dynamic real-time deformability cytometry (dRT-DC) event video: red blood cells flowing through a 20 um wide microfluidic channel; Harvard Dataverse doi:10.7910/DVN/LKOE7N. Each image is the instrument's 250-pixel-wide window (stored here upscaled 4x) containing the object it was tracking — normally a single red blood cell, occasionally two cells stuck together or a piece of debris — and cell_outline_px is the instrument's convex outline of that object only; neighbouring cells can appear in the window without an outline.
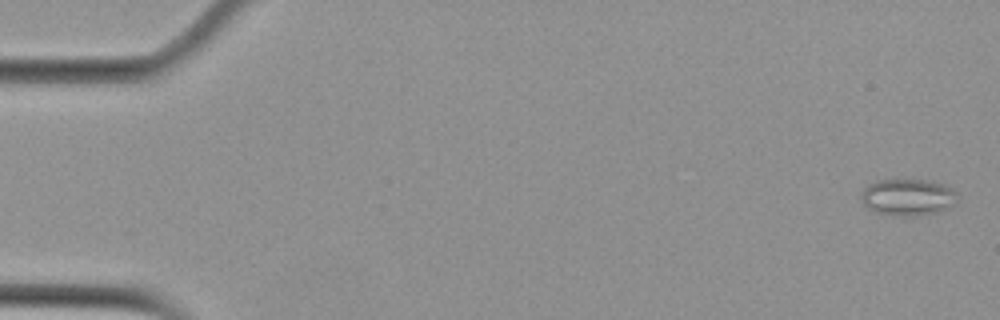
{"species": "Egyptian fruit bat (a non-hibernating species)", "species_latin": "Rousettus aegyptiacus", "temperature_condition": "cold", "stored_images_in_passage": 6, "camera_frame_rate_fps": 3000, "um_per_image_px": 0.085, "animal": {"sex": "female"}, "frame": {"image": 1, "passage_image": 2, "time_ms": 0.333, "image_size_px": [1000, 320], "cell_outline_px": [[960, 196], [956, 204], [932, 212], [904, 220], [876, 212], [868, 208], [860, 200], [860, 196], [864, 188], [868, 184], [876, 180], [932, 180], [944, 184], [952, 188]], "centroid_in_image_um": [77.16, 16.79], "position_along_channel_um": 7.8, "area_um2": 21.27}}